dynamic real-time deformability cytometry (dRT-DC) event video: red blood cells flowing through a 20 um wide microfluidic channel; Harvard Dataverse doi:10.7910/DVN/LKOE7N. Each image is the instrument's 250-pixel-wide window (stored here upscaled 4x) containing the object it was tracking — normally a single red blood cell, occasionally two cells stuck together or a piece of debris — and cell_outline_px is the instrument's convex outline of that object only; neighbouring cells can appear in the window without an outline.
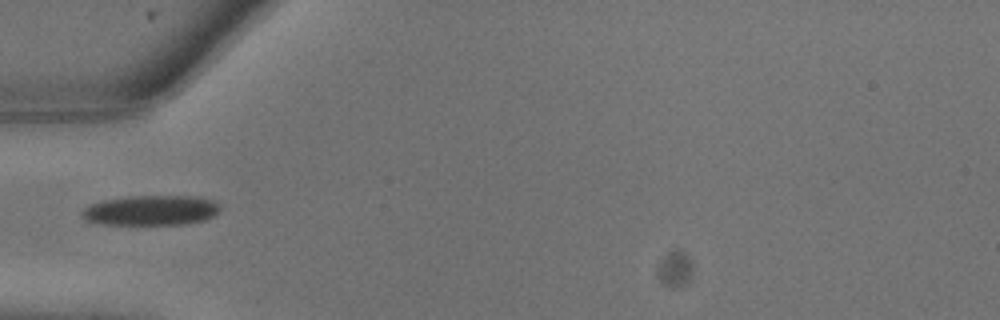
{"species": "common noctule bat (a hibernating species)", "species_latin": "Nyctalus noctula", "temperature_condition": "warm", "stored_images_in_passage": 2, "camera_frame_rate_fps": 3000, "um_per_image_px": 0.085, "animal": {"sex": "male", "body_mass_g": 13.3}, "frame": {"image": 1, "passage_image": 1, "time_ms": 0.0, "image_size_px": [1000, 320], "cell_outline_px": [[220, 212], [204, 220], [188, 224], [100, 224], [84, 220], [80, 216], [80, 212], [84, 208], [92, 204], [104, 200], [132, 196], [196, 196], [212, 200], [220, 204]], "centroid_in_image_um": [12.84, 17.88], "position_along_channel_um": 72.2, "area_um2": 24.28}}